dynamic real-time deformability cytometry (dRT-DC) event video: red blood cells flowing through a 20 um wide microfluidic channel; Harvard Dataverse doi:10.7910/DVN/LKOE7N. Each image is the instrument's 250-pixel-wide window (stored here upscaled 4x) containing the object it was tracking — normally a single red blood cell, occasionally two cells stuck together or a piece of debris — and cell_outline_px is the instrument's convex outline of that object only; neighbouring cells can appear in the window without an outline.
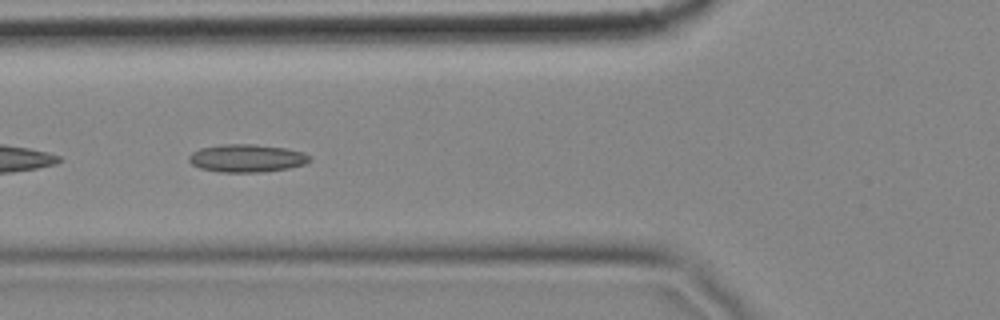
{"species": "common noctule bat (a hibernating species)", "species_latin": "Nyctalus noctula", "temperature_condition": "cold", "stored_images_in_passage": 31, "camera_frame_rate_fps": 3000, "um_per_image_px": 0.085, "animal": {"sex": "female", "body_mass_g": 18.4}, "frame": {"image": 1, "passage_image": 5, "time_ms": 1.333, "image_size_px": [1000, 320], "cell_outline_px": [[312, 160], [304, 164], [288, 168], [260, 172], [220, 172], [200, 168], [192, 164], [188, 160], [188, 156], [192, 152], [200, 148], [224, 144], [256, 144], [284, 148], [304, 152], [312, 156]], "centroid_in_image_um": [20.99, 13.44], "position_along_channel_um": 104.8, "area_um2": 19.65}, "authors_computed_cell_mechanics": {"area_um2": 17.8602, "velocity_mm_per_s": 3.4833, "shape_relaxation_time_tau1_ms": null, "shape_relaxation_time_tau2_ms": 7.6965, "deformation_change_tau1": null, "deformation_change_tau2": 0.1482}}